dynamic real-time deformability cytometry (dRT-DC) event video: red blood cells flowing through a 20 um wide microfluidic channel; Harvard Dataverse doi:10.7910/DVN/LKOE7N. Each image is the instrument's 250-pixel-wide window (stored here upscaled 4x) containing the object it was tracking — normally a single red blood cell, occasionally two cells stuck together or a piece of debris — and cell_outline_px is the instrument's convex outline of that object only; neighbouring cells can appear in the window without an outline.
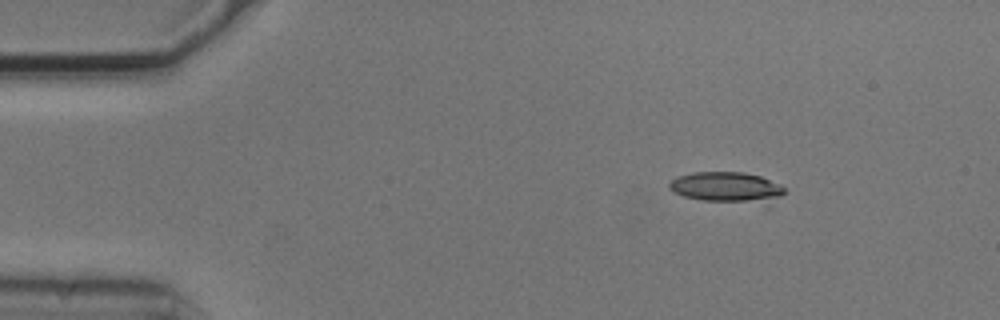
{"species": "common noctule bat (a hibernating species)", "species_latin": "Nyctalus noctula", "temperature_condition": "cold", "stored_images_in_passage": 4, "camera_frame_rate_fps": 3000, "um_per_image_px": 0.085, "animal": {"sex": "male", "body_mass_g": 20.5, "forearm_length_mm": 52.5}, "frame": {"image": 1, "passage_image": 2, "time_ms": 0.333, "image_size_px": [1000, 320], "cell_outline_px": [[784, 192], [768, 208], [704, 200], [684, 196], [672, 192], [668, 188], [668, 184], [676, 176], [692, 172], [744, 172], [760, 176], [780, 184], [784, 188]], "centroid_in_image_um": [61.87, 15.98], "position_along_channel_um": 23.1, "area_um2": 21.73}}